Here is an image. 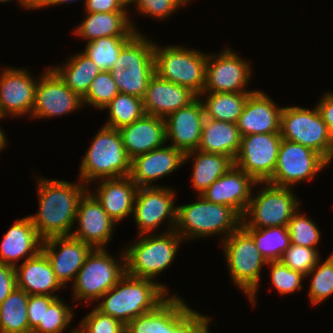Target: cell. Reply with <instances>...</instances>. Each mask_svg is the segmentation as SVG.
<instances>
[{
	"label": "cell",
	"instance_id": "obj_1",
	"mask_svg": "<svg viewBox=\"0 0 333 333\" xmlns=\"http://www.w3.org/2000/svg\"><path fill=\"white\" fill-rule=\"evenodd\" d=\"M39 211L29 216L39 237L71 236L78 204L87 184L38 178Z\"/></svg>",
	"mask_w": 333,
	"mask_h": 333
},
{
	"label": "cell",
	"instance_id": "obj_2",
	"mask_svg": "<svg viewBox=\"0 0 333 333\" xmlns=\"http://www.w3.org/2000/svg\"><path fill=\"white\" fill-rule=\"evenodd\" d=\"M168 288L151 279L125 273L96 307L125 326L134 318L155 310L168 297Z\"/></svg>",
	"mask_w": 333,
	"mask_h": 333
},
{
	"label": "cell",
	"instance_id": "obj_3",
	"mask_svg": "<svg viewBox=\"0 0 333 333\" xmlns=\"http://www.w3.org/2000/svg\"><path fill=\"white\" fill-rule=\"evenodd\" d=\"M242 225V216L233 208L208 202L201 195L199 201L177 206L175 231L183 240L224 233L225 240Z\"/></svg>",
	"mask_w": 333,
	"mask_h": 333
},
{
	"label": "cell",
	"instance_id": "obj_4",
	"mask_svg": "<svg viewBox=\"0 0 333 333\" xmlns=\"http://www.w3.org/2000/svg\"><path fill=\"white\" fill-rule=\"evenodd\" d=\"M131 160L128 158L118 129L103 126L96 134L80 165L84 184L96 179L129 176Z\"/></svg>",
	"mask_w": 333,
	"mask_h": 333
},
{
	"label": "cell",
	"instance_id": "obj_5",
	"mask_svg": "<svg viewBox=\"0 0 333 333\" xmlns=\"http://www.w3.org/2000/svg\"><path fill=\"white\" fill-rule=\"evenodd\" d=\"M154 71L161 79L189 88L197 96L206 83L207 54L179 46L164 48L154 43Z\"/></svg>",
	"mask_w": 333,
	"mask_h": 333
},
{
	"label": "cell",
	"instance_id": "obj_6",
	"mask_svg": "<svg viewBox=\"0 0 333 333\" xmlns=\"http://www.w3.org/2000/svg\"><path fill=\"white\" fill-rule=\"evenodd\" d=\"M151 236L146 234L125 250L127 274L153 280L172 264L181 236L175 230Z\"/></svg>",
	"mask_w": 333,
	"mask_h": 333
},
{
	"label": "cell",
	"instance_id": "obj_7",
	"mask_svg": "<svg viewBox=\"0 0 333 333\" xmlns=\"http://www.w3.org/2000/svg\"><path fill=\"white\" fill-rule=\"evenodd\" d=\"M221 242L231 279L255 306L261 268L268 262L242 227Z\"/></svg>",
	"mask_w": 333,
	"mask_h": 333
},
{
	"label": "cell",
	"instance_id": "obj_8",
	"mask_svg": "<svg viewBox=\"0 0 333 333\" xmlns=\"http://www.w3.org/2000/svg\"><path fill=\"white\" fill-rule=\"evenodd\" d=\"M280 134L282 139L301 144L320 154L329 164L333 159V139L317 109L283 107Z\"/></svg>",
	"mask_w": 333,
	"mask_h": 333
},
{
	"label": "cell",
	"instance_id": "obj_9",
	"mask_svg": "<svg viewBox=\"0 0 333 333\" xmlns=\"http://www.w3.org/2000/svg\"><path fill=\"white\" fill-rule=\"evenodd\" d=\"M121 263L104 248H94L73 281L74 300L98 301L126 273L125 253Z\"/></svg>",
	"mask_w": 333,
	"mask_h": 333
},
{
	"label": "cell",
	"instance_id": "obj_10",
	"mask_svg": "<svg viewBox=\"0 0 333 333\" xmlns=\"http://www.w3.org/2000/svg\"><path fill=\"white\" fill-rule=\"evenodd\" d=\"M260 184L264 187L256 196L250 199L249 205L242 216L241 227L288 226L300 205L298 199L290 190L292 187L276 186L269 182H260Z\"/></svg>",
	"mask_w": 333,
	"mask_h": 333
},
{
	"label": "cell",
	"instance_id": "obj_11",
	"mask_svg": "<svg viewBox=\"0 0 333 333\" xmlns=\"http://www.w3.org/2000/svg\"><path fill=\"white\" fill-rule=\"evenodd\" d=\"M329 163L317 152L301 144L282 139L275 172L269 183L291 187L312 180Z\"/></svg>",
	"mask_w": 333,
	"mask_h": 333
},
{
	"label": "cell",
	"instance_id": "obj_12",
	"mask_svg": "<svg viewBox=\"0 0 333 333\" xmlns=\"http://www.w3.org/2000/svg\"><path fill=\"white\" fill-rule=\"evenodd\" d=\"M281 141L280 133L242 136L234 165L256 182H269L275 172Z\"/></svg>",
	"mask_w": 333,
	"mask_h": 333
},
{
	"label": "cell",
	"instance_id": "obj_13",
	"mask_svg": "<svg viewBox=\"0 0 333 333\" xmlns=\"http://www.w3.org/2000/svg\"><path fill=\"white\" fill-rule=\"evenodd\" d=\"M174 189L161 186L138 187L133 215L141 237L156 229L165 218L171 225L170 231L175 230L177 222V207L174 205ZM173 227V228H172Z\"/></svg>",
	"mask_w": 333,
	"mask_h": 333
},
{
	"label": "cell",
	"instance_id": "obj_14",
	"mask_svg": "<svg viewBox=\"0 0 333 333\" xmlns=\"http://www.w3.org/2000/svg\"><path fill=\"white\" fill-rule=\"evenodd\" d=\"M251 69L247 61L228 48L219 55H207L203 92H254L245 89Z\"/></svg>",
	"mask_w": 333,
	"mask_h": 333
},
{
	"label": "cell",
	"instance_id": "obj_15",
	"mask_svg": "<svg viewBox=\"0 0 333 333\" xmlns=\"http://www.w3.org/2000/svg\"><path fill=\"white\" fill-rule=\"evenodd\" d=\"M35 87L31 117L45 118L74 112L83 106L82 98L73 92L52 70L47 69Z\"/></svg>",
	"mask_w": 333,
	"mask_h": 333
},
{
	"label": "cell",
	"instance_id": "obj_16",
	"mask_svg": "<svg viewBox=\"0 0 333 333\" xmlns=\"http://www.w3.org/2000/svg\"><path fill=\"white\" fill-rule=\"evenodd\" d=\"M56 249L59 250L56 251ZM93 249L88 243L72 236L48 238L43 240L41 248L50 261L54 274L63 286L68 281L75 280L77 273Z\"/></svg>",
	"mask_w": 333,
	"mask_h": 333
},
{
	"label": "cell",
	"instance_id": "obj_17",
	"mask_svg": "<svg viewBox=\"0 0 333 333\" xmlns=\"http://www.w3.org/2000/svg\"><path fill=\"white\" fill-rule=\"evenodd\" d=\"M37 80L25 69L6 67L0 75V114L5 117L32 114Z\"/></svg>",
	"mask_w": 333,
	"mask_h": 333
},
{
	"label": "cell",
	"instance_id": "obj_18",
	"mask_svg": "<svg viewBox=\"0 0 333 333\" xmlns=\"http://www.w3.org/2000/svg\"><path fill=\"white\" fill-rule=\"evenodd\" d=\"M76 223L79 224V230L72 231L71 236L93 248L106 247L104 245L111 239L116 224L89 190L79 201Z\"/></svg>",
	"mask_w": 333,
	"mask_h": 333
},
{
	"label": "cell",
	"instance_id": "obj_19",
	"mask_svg": "<svg viewBox=\"0 0 333 333\" xmlns=\"http://www.w3.org/2000/svg\"><path fill=\"white\" fill-rule=\"evenodd\" d=\"M255 184L259 182L234 165L200 195L208 202L229 206L243 216Z\"/></svg>",
	"mask_w": 333,
	"mask_h": 333
},
{
	"label": "cell",
	"instance_id": "obj_20",
	"mask_svg": "<svg viewBox=\"0 0 333 333\" xmlns=\"http://www.w3.org/2000/svg\"><path fill=\"white\" fill-rule=\"evenodd\" d=\"M205 114L202 102L197 97L188 106L169 114L165 118L166 122V140H170L172 147L180 149L184 154L197 150Z\"/></svg>",
	"mask_w": 333,
	"mask_h": 333
},
{
	"label": "cell",
	"instance_id": "obj_21",
	"mask_svg": "<svg viewBox=\"0 0 333 333\" xmlns=\"http://www.w3.org/2000/svg\"><path fill=\"white\" fill-rule=\"evenodd\" d=\"M282 109L283 107H278L263 91L254 90L237 122L241 136L280 133Z\"/></svg>",
	"mask_w": 333,
	"mask_h": 333
},
{
	"label": "cell",
	"instance_id": "obj_22",
	"mask_svg": "<svg viewBox=\"0 0 333 333\" xmlns=\"http://www.w3.org/2000/svg\"><path fill=\"white\" fill-rule=\"evenodd\" d=\"M130 160L164 146L166 122L162 117L144 114L140 119L118 129Z\"/></svg>",
	"mask_w": 333,
	"mask_h": 333
},
{
	"label": "cell",
	"instance_id": "obj_23",
	"mask_svg": "<svg viewBox=\"0 0 333 333\" xmlns=\"http://www.w3.org/2000/svg\"><path fill=\"white\" fill-rule=\"evenodd\" d=\"M184 153L175 147L156 148L131 160L130 178L138 187H151L158 180L184 164ZM150 183V184H149Z\"/></svg>",
	"mask_w": 333,
	"mask_h": 333
},
{
	"label": "cell",
	"instance_id": "obj_24",
	"mask_svg": "<svg viewBox=\"0 0 333 333\" xmlns=\"http://www.w3.org/2000/svg\"><path fill=\"white\" fill-rule=\"evenodd\" d=\"M197 97L189 88L154 74L142 99L143 110L147 115L165 119L169 114L191 104Z\"/></svg>",
	"mask_w": 333,
	"mask_h": 333
},
{
	"label": "cell",
	"instance_id": "obj_25",
	"mask_svg": "<svg viewBox=\"0 0 333 333\" xmlns=\"http://www.w3.org/2000/svg\"><path fill=\"white\" fill-rule=\"evenodd\" d=\"M17 288L28 295H48L63 287L57 279L46 254L40 250L35 256L25 259L15 267Z\"/></svg>",
	"mask_w": 333,
	"mask_h": 333
},
{
	"label": "cell",
	"instance_id": "obj_26",
	"mask_svg": "<svg viewBox=\"0 0 333 333\" xmlns=\"http://www.w3.org/2000/svg\"><path fill=\"white\" fill-rule=\"evenodd\" d=\"M42 242L29 216L18 219L1 242L0 262L16 267L19 259L35 256L41 250Z\"/></svg>",
	"mask_w": 333,
	"mask_h": 333
},
{
	"label": "cell",
	"instance_id": "obj_27",
	"mask_svg": "<svg viewBox=\"0 0 333 333\" xmlns=\"http://www.w3.org/2000/svg\"><path fill=\"white\" fill-rule=\"evenodd\" d=\"M102 181L96 194L94 192L93 195L108 216L117 223L133 214L138 186L130 176L102 179Z\"/></svg>",
	"mask_w": 333,
	"mask_h": 333
},
{
	"label": "cell",
	"instance_id": "obj_28",
	"mask_svg": "<svg viewBox=\"0 0 333 333\" xmlns=\"http://www.w3.org/2000/svg\"><path fill=\"white\" fill-rule=\"evenodd\" d=\"M85 20L76 27L75 34L87 43L111 36H134L137 31L127 12L86 13Z\"/></svg>",
	"mask_w": 333,
	"mask_h": 333
},
{
	"label": "cell",
	"instance_id": "obj_29",
	"mask_svg": "<svg viewBox=\"0 0 333 333\" xmlns=\"http://www.w3.org/2000/svg\"><path fill=\"white\" fill-rule=\"evenodd\" d=\"M241 139L237 124L205 118L198 150L224 154L235 159Z\"/></svg>",
	"mask_w": 333,
	"mask_h": 333
},
{
	"label": "cell",
	"instance_id": "obj_30",
	"mask_svg": "<svg viewBox=\"0 0 333 333\" xmlns=\"http://www.w3.org/2000/svg\"><path fill=\"white\" fill-rule=\"evenodd\" d=\"M195 155L192 173V186L203 193L214 181L234 166V159L219 153L192 150L184 155V162Z\"/></svg>",
	"mask_w": 333,
	"mask_h": 333
},
{
	"label": "cell",
	"instance_id": "obj_31",
	"mask_svg": "<svg viewBox=\"0 0 333 333\" xmlns=\"http://www.w3.org/2000/svg\"><path fill=\"white\" fill-rule=\"evenodd\" d=\"M175 295L168 296L155 310L130 321L125 333H172V316L185 304Z\"/></svg>",
	"mask_w": 333,
	"mask_h": 333
},
{
	"label": "cell",
	"instance_id": "obj_32",
	"mask_svg": "<svg viewBox=\"0 0 333 333\" xmlns=\"http://www.w3.org/2000/svg\"><path fill=\"white\" fill-rule=\"evenodd\" d=\"M252 92H203L206 95L202 101L206 118L237 124L244 105Z\"/></svg>",
	"mask_w": 333,
	"mask_h": 333
},
{
	"label": "cell",
	"instance_id": "obj_33",
	"mask_svg": "<svg viewBox=\"0 0 333 333\" xmlns=\"http://www.w3.org/2000/svg\"><path fill=\"white\" fill-rule=\"evenodd\" d=\"M51 69L81 98L87 93L92 80L101 71L83 52L69 58L65 66H57Z\"/></svg>",
	"mask_w": 333,
	"mask_h": 333
},
{
	"label": "cell",
	"instance_id": "obj_34",
	"mask_svg": "<svg viewBox=\"0 0 333 333\" xmlns=\"http://www.w3.org/2000/svg\"><path fill=\"white\" fill-rule=\"evenodd\" d=\"M29 295L16 288L0 305V333H32L27 304Z\"/></svg>",
	"mask_w": 333,
	"mask_h": 333
},
{
	"label": "cell",
	"instance_id": "obj_35",
	"mask_svg": "<svg viewBox=\"0 0 333 333\" xmlns=\"http://www.w3.org/2000/svg\"><path fill=\"white\" fill-rule=\"evenodd\" d=\"M242 228L253 238L256 247L267 262L280 261L291 244L287 226Z\"/></svg>",
	"mask_w": 333,
	"mask_h": 333
},
{
	"label": "cell",
	"instance_id": "obj_36",
	"mask_svg": "<svg viewBox=\"0 0 333 333\" xmlns=\"http://www.w3.org/2000/svg\"><path fill=\"white\" fill-rule=\"evenodd\" d=\"M119 93L136 96L143 99L149 82L155 74L154 65H132L126 69L112 68L109 70Z\"/></svg>",
	"mask_w": 333,
	"mask_h": 333
},
{
	"label": "cell",
	"instance_id": "obj_37",
	"mask_svg": "<svg viewBox=\"0 0 333 333\" xmlns=\"http://www.w3.org/2000/svg\"><path fill=\"white\" fill-rule=\"evenodd\" d=\"M109 110V121L104 126L120 129L140 119L145 113L141 98L118 93L105 107Z\"/></svg>",
	"mask_w": 333,
	"mask_h": 333
},
{
	"label": "cell",
	"instance_id": "obj_38",
	"mask_svg": "<svg viewBox=\"0 0 333 333\" xmlns=\"http://www.w3.org/2000/svg\"><path fill=\"white\" fill-rule=\"evenodd\" d=\"M133 36H111L98 38L86 44V54L99 69L109 71L117 61L122 47Z\"/></svg>",
	"mask_w": 333,
	"mask_h": 333
},
{
	"label": "cell",
	"instance_id": "obj_39",
	"mask_svg": "<svg viewBox=\"0 0 333 333\" xmlns=\"http://www.w3.org/2000/svg\"><path fill=\"white\" fill-rule=\"evenodd\" d=\"M154 43L137 32L121 49L112 68L126 69L132 65H154Z\"/></svg>",
	"mask_w": 333,
	"mask_h": 333
},
{
	"label": "cell",
	"instance_id": "obj_40",
	"mask_svg": "<svg viewBox=\"0 0 333 333\" xmlns=\"http://www.w3.org/2000/svg\"><path fill=\"white\" fill-rule=\"evenodd\" d=\"M319 263L318 261L306 275V277L314 275L308 293L309 300L313 305H317L333 295V253L321 265Z\"/></svg>",
	"mask_w": 333,
	"mask_h": 333
},
{
	"label": "cell",
	"instance_id": "obj_41",
	"mask_svg": "<svg viewBox=\"0 0 333 333\" xmlns=\"http://www.w3.org/2000/svg\"><path fill=\"white\" fill-rule=\"evenodd\" d=\"M119 93L110 71L101 70L92 80L87 93L82 97V103L105 109L110 101Z\"/></svg>",
	"mask_w": 333,
	"mask_h": 333
},
{
	"label": "cell",
	"instance_id": "obj_42",
	"mask_svg": "<svg viewBox=\"0 0 333 333\" xmlns=\"http://www.w3.org/2000/svg\"><path fill=\"white\" fill-rule=\"evenodd\" d=\"M299 209L294 213L288 223L291 244L317 249L320 241V231L314 221L307 216L300 215Z\"/></svg>",
	"mask_w": 333,
	"mask_h": 333
},
{
	"label": "cell",
	"instance_id": "obj_43",
	"mask_svg": "<svg viewBox=\"0 0 333 333\" xmlns=\"http://www.w3.org/2000/svg\"><path fill=\"white\" fill-rule=\"evenodd\" d=\"M71 307H68L59 297L45 309L43 323L32 331V333H62L73 319Z\"/></svg>",
	"mask_w": 333,
	"mask_h": 333
},
{
	"label": "cell",
	"instance_id": "obj_44",
	"mask_svg": "<svg viewBox=\"0 0 333 333\" xmlns=\"http://www.w3.org/2000/svg\"><path fill=\"white\" fill-rule=\"evenodd\" d=\"M211 319L184 304L172 316V333H209Z\"/></svg>",
	"mask_w": 333,
	"mask_h": 333
},
{
	"label": "cell",
	"instance_id": "obj_45",
	"mask_svg": "<svg viewBox=\"0 0 333 333\" xmlns=\"http://www.w3.org/2000/svg\"><path fill=\"white\" fill-rule=\"evenodd\" d=\"M280 261L292 270L306 276L320 261V257L317 249L290 244Z\"/></svg>",
	"mask_w": 333,
	"mask_h": 333
},
{
	"label": "cell",
	"instance_id": "obj_46",
	"mask_svg": "<svg viewBox=\"0 0 333 333\" xmlns=\"http://www.w3.org/2000/svg\"><path fill=\"white\" fill-rule=\"evenodd\" d=\"M271 281L279 294H288L301 290L302 279L306 276L301 272L294 271L284 265L281 261H270Z\"/></svg>",
	"mask_w": 333,
	"mask_h": 333
},
{
	"label": "cell",
	"instance_id": "obj_47",
	"mask_svg": "<svg viewBox=\"0 0 333 333\" xmlns=\"http://www.w3.org/2000/svg\"><path fill=\"white\" fill-rule=\"evenodd\" d=\"M84 333H125L126 326L96 307L80 323Z\"/></svg>",
	"mask_w": 333,
	"mask_h": 333
},
{
	"label": "cell",
	"instance_id": "obj_48",
	"mask_svg": "<svg viewBox=\"0 0 333 333\" xmlns=\"http://www.w3.org/2000/svg\"><path fill=\"white\" fill-rule=\"evenodd\" d=\"M136 10L139 14L149 15L155 18H166L176 11L181 5V0H134Z\"/></svg>",
	"mask_w": 333,
	"mask_h": 333
},
{
	"label": "cell",
	"instance_id": "obj_49",
	"mask_svg": "<svg viewBox=\"0 0 333 333\" xmlns=\"http://www.w3.org/2000/svg\"><path fill=\"white\" fill-rule=\"evenodd\" d=\"M57 298L58 297L48 295H29L27 316L31 331H33L39 323H43L45 309H48Z\"/></svg>",
	"mask_w": 333,
	"mask_h": 333
},
{
	"label": "cell",
	"instance_id": "obj_50",
	"mask_svg": "<svg viewBox=\"0 0 333 333\" xmlns=\"http://www.w3.org/2000/svg\"><path fill=\"white\" fill-rule=\"evenodd\" d=\"M16 288L15 267L0 262V305Z\"/></svg>",
	"mask_w": 333,
	"mask_h": 333
},
{
	"label": "cell",
	"instance_id": "obj_51",
	"mask_svg": "<svg viewBox=\"0 0 333 333\" xmlns=\"http://www.w3.org/2000/svg\"><path fill=\"white\" fill-rule=\"evenodd\" d=\"M84 7L87 13L127 12L118 0H86Z\"/></svg>",
	"mask_w": 333,
	"mask_h": 333
},
{
	"label": "cell",
	"instance_id": "obj_52",
	"mask_svg": "<svg viewBox=\"0 0 333 333\" xmlns=\"http://www.w3.org/2000/svg\"><path fill=\"white\" fill-rule=\"evenodd\" d=\"M333 139V93H327L316 106Z\"/></svg>",
	"mask_w": 333,
	"mask_h": 333
},
{
	"label": "cell",
	"instance_id": "obj_53",
	"mask_svg": "<svg viewBox=\"0 0 333 333\" xmlns=\"http://www.w3.org/2000/svg\"><path fill=\"white\" fill-rule=\"evenodd\" d=\"M75 0H38L36 2V10L39 8H44V7H48V6H54V5H59L62 3H67V2H71ZM86 1V0H84Z\"/></svg>",
	"mask_w": 333,
	"mask_h": 333
},
{
	"label": "cell",
	"instance_id": "obj_54",
	"mask_svg": "<svg viewBox=\"0 0 333 333\" xmlns=\"http://www.w3.org/2000/svg\"><path fill=\"white\" fill-rule=\"evenodd\" d=\"M11 0H0V2H8ZM18 2L21 4L20 6H23L25 8L29 9H36V2L34 0H18Z\"/></svg>",
	"mask_w": 333,
	"mask_h": 333
},
{
	"label": "cell",
	"instance_id": "obj_55",
	"mask_svg": "<svg viewBox=\"0 0 333 333\" xmlns=\"http://www.w3.org/2000/svg\"><path fill=\"white\" fill-rule=\"evenodd\" d=\"M6 142H7L6 135H5L4 131L2 132V129L0 127V151L2 149H4V146L6 147V145H7Z\"/></svg>",
	"mask_w": 333,
	"mask_h": 333
},
{
	"label": "cell",
	"instance_id": "obj_56",
	"mask_svg": "<svg viewBox=\"0 0 333 333\" xmlns=\"http://www.w3.org/2000/svg\"><path fill=\"white\" fill-rule=\"evenodd\" d=\"M120 3H121V5L125 8H127L128 6H129V4H131V3H133L134 2V0H118Z\"/></svg>",
	"mask_w": 333,
	"mask_h": 333
},
{
	"label": "cell",
	"instance_id": "obj_57",
	"mask_svg": "<svg viewBox=\"0 0 333 333\" xmlns=\"http://www.w3.org/2000/svg\"><path fill=\"white\" fill-rule=\"evenodd\" d=\"M71 333H84L80 328L79 329H73Z\"/></svg>",
	"mask_w": 333,
	"mask_h": 333
},
{
	"label": "cell",
	"instance_id": "obj_58",
	"mask_svg": "<svg viewBox=\"0 0 333 333\" xmlns=\"http://www.w3.org/2000/svg\"><path fill=\"white\" fill-rule=\"evenodd\" d=\"M184 4L188 3L190 0H181Z\"/></svg>",
	"mask_w": 333,
	"mask_h": 333
}]
</instances>
